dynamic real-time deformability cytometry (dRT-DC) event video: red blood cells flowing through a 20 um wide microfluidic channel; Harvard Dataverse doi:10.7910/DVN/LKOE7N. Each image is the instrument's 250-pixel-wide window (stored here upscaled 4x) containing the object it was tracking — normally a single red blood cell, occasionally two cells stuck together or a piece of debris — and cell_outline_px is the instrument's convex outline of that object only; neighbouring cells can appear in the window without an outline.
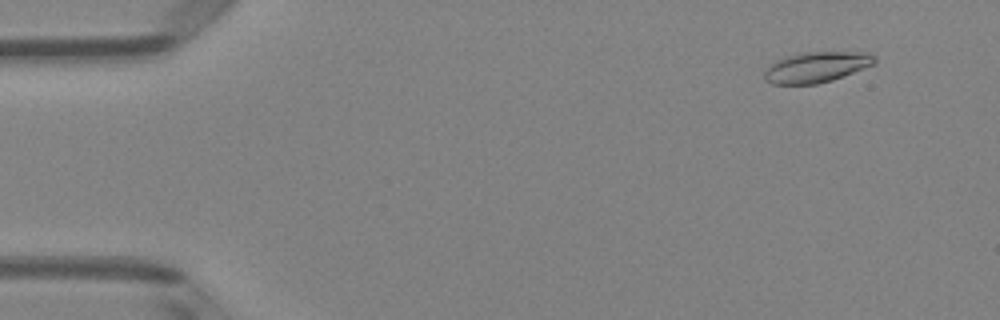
{"species": "Egyptian fruit bat (a non-hibernating species)", "species_latin": "Rousettus aegyptiacus", "temperature_condition": "room temperature", "stored_images_in_passage": 51, "camera_frame_rate_fps": 3000, "um_per_image_px": 0.085, "animal": {"sex": "female"}, "frame": {"image": 1, "passage_image": 5, "time_ms": 1.333, "image_size_px": [1000, 320], "cell_outline_px": [[876, 64], [832, 80], [816, 84], [772, 84], [764, 80], [764, 68], [776, 60], [788, 56], [804, 52], [868, 52], [876, 56]], "centroid_in_image_um": [69.4, 5.7], "position_along_channel_um": 15.6, "area_um2": 19.83}}
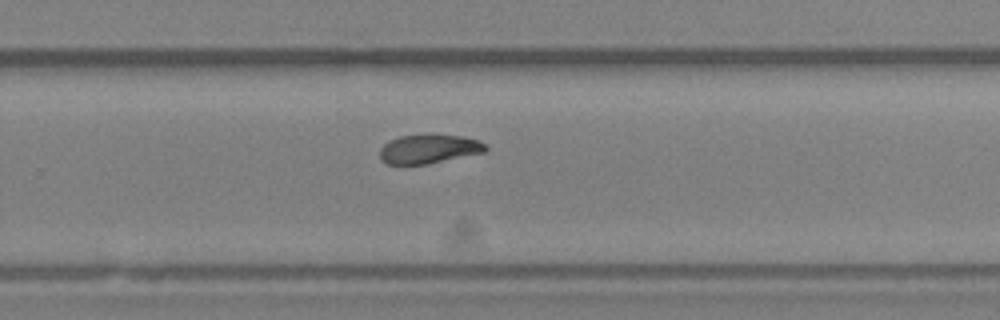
{"frame": {"image": 2, "passage_image": 34, "time_ms": 11.0, "image_size_px": [1000, 320], "cell_outline_px": [[488, 148], [484, 152], [428, 164], [388, 164], [380, 160], [380, 148], [388, 140], [400, 136], [428, 132], [464, 136], [476, 140], [484, 144]], "centroid_in_image_um": [36.42, 12.62], "position_along_channel_um": 293.4, "area_um2": 18.38}}
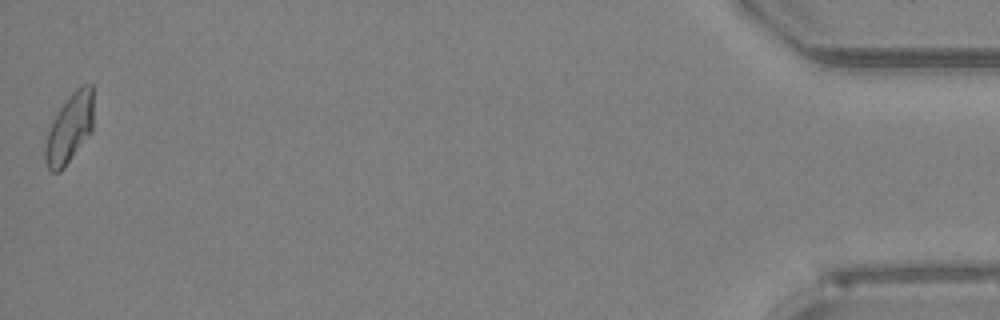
{"frame": {"image": 3, "passage_image": 51, "time_ms": 16.667, "image_size_px": [1000, 320], "cell_outline_px": [[92, 132], [64, 168], [60, 172], [52, 172], [48, 168], [44, 160], [44, 148], [48, 132], [52, 120], [68, 96], [80, 84], [92, 84]], "centroid_in_image_um": [5.9, 10.92], "position_along_channel_um": 429.3, "area_um2": 19.59}, "authors_computed_cell_mechanics": {"area_um2": 19.0162, "velocity_mm_per_s": 4.0313, "shape_relaxation_time_tau1_ms": 7.3938, "shape_relaxation_time_tau2_ms": null, "deformation_change_tau1": 0.1849, "deformation_change_tau2": null}}